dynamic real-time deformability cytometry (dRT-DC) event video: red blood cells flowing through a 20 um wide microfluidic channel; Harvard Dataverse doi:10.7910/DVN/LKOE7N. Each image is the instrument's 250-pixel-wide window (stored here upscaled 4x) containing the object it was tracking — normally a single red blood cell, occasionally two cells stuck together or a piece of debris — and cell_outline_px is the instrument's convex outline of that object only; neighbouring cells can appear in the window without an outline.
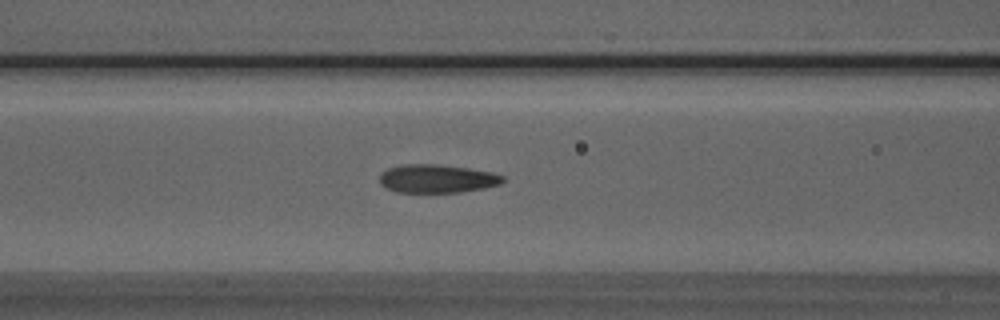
{"species": "Egyptian fruit bat (a non-hibernating species)", "species_latin": "Rousettus aegyptiacus", "temperature_condition": "room temperature", "stored_images_in_passage": 31, "camera_frame_rate_fps": 3000, "um_per_image_px": 0.085, "animal": {"sex": "male"}, "frame": {"image": 1, "passage_image": 11, "time_ms": 3.333, "image_size_px": [1000, 320], "cell_outline_px": [[504, 180], [500, 184], [484, 188], [460, 192], [396, 192], [380, 184], [380, 172], [388, 168], [400, 164], [436, 164], [468, 168], [492, 172], [504, 176]], "centroid_in_image_um": [37.13, 15.18], "position_along_channel_um": 129.5, "area_um2": 20.4}}
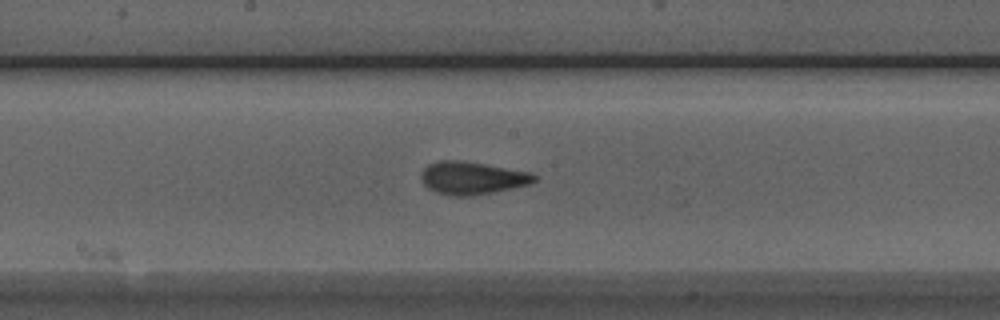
{"frame": {"image": 2, "passage_image": 17, "time_ms": 5.333, "image_size_px": [1000, 320], "cell_outline_px": [[540, 176], [532, 184], [492, 192], [468, 196], [452, 196], [436, 192], [428, 188], [424, 184], [420, 176], [420, 172], [428, 164], [440, 160], [464, 160], [532, 172]], "centroid_in_image_um": [40.16, 15.11], "position_along_channel_um": 208.0, "area_um2": 21.91}}
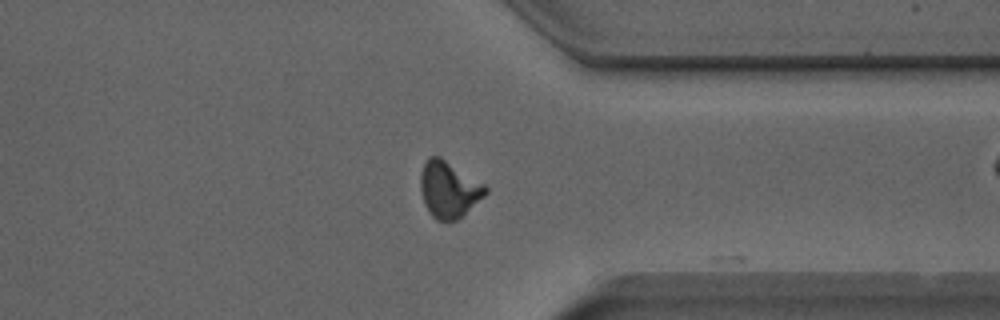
{"frame": {"image": 3, "passage_image": 30, "time_ms": 9.667, "image_size_px": [1000, 320], "cell_outline_px": [[488, 192], [484, 196], [456, 220], [436, 220], [428, 212], [424, 204], [420, 192], [420, 176], [424, 164], [428, 156], [440, 156], [484, 184], [488, 188]], "centroid_in_image_um": [38.12, 16.09], "position_along_channel_um": 373.3, "area_um2": 21.21}}